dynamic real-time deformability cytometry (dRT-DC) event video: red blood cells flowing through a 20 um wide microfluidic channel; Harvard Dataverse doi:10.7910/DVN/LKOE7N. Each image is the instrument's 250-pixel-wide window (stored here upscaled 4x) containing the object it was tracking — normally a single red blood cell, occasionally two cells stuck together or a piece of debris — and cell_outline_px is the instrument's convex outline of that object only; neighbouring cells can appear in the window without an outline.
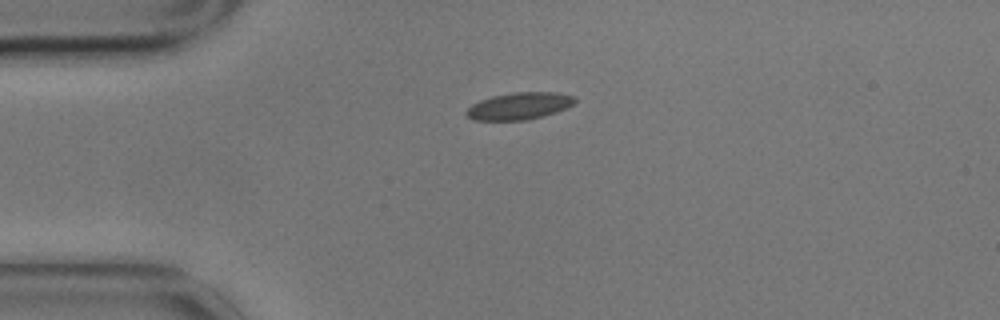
{"species": "common noctule bat (a hibernating species)", "species_latin": "Nyctalus noctula", "temperature_condition": "cold", "stored_images_in_passage": 2, "camera_frame_rate_fps": 3000, "um_per_image_px": 0.085, "animal": {"sex": "male", "body_mass_g": 17.9}, "frame": {"image": 1, "passage_image": 1, "time_ms": 0.0, "image_size_px": [1000, 320], "cell_outline_px": [[576, 100], [572, 104], [556, 112], [544, 116], [528, 120], [476, 120], [468, 116], [464, 112], [472, 104], [480, 100], [492, 96], [516, 92], [556, 92], [576, 96]], "centroid_in_image_um": [44.15, 9.0], "position_along_channel_um": 40.9, "area_um2": 17.05}}